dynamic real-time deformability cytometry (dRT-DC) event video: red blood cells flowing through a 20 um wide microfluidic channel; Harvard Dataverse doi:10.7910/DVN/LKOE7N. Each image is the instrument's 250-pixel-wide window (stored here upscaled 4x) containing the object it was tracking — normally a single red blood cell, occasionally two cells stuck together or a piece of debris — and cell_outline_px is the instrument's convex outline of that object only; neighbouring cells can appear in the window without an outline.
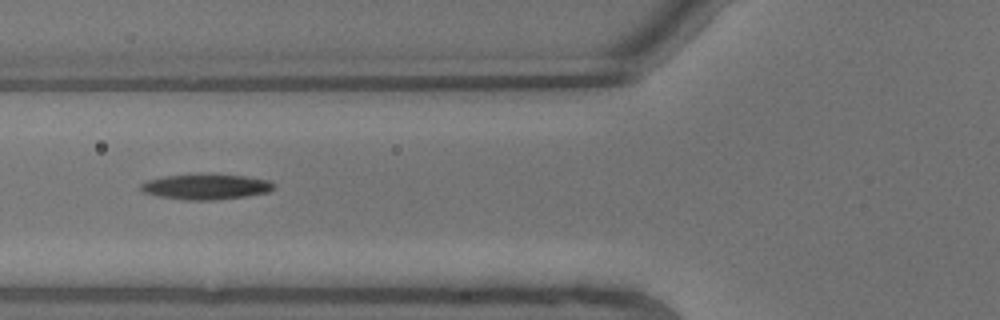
{"species": "common noctule bat (a hibernating species)", "species_latin": "Nyctalus noctula", "temperature_condition": "warm", "stored_images_in_passage": 9, "camera_frame_rate_fps": 3000, "um_per_image_px": 0.085, "animal": {"sex": "male", "body_mass_g": 13.3}, "frame": {"image": 1, "passage_image": 7, "time_ms": 2.0, "image_size_px": [1000, 320], "cell_outline_px": [[276, 188], [268, 192], [248, 196], [212, 200], [184, 200], [156, 196], [140, 192], [140, 184], [148, 180], [164, 176], [244, 176], [268, 180], [276, 184]], "centroid_in_image_um": [17.49, 15.91], "position_along_channel_um": 108.3, "area_um2": 19.25}}
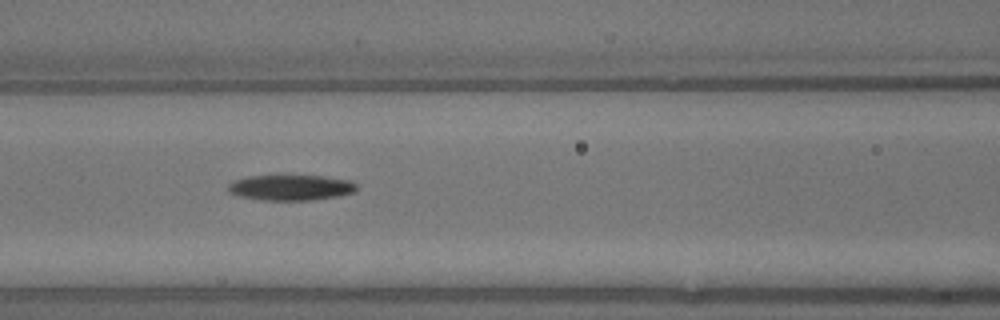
{"frame": {"image": 2, "passage_image": 8, "time_ms": 2.333, "image_size_px": [1000, 320], "cell_outline_px": [[356, 192], [336, 196], [308, 200], [260, 200], [240, 196], [228, 192], [228, 184], [232, 180], [248, 176], [320, 176], [352, 180], [356, 184]], "centroid_in_image_um": [24.69, 15.94], "position_along_channel_um": 141.9, "area_um2": 19.07}}
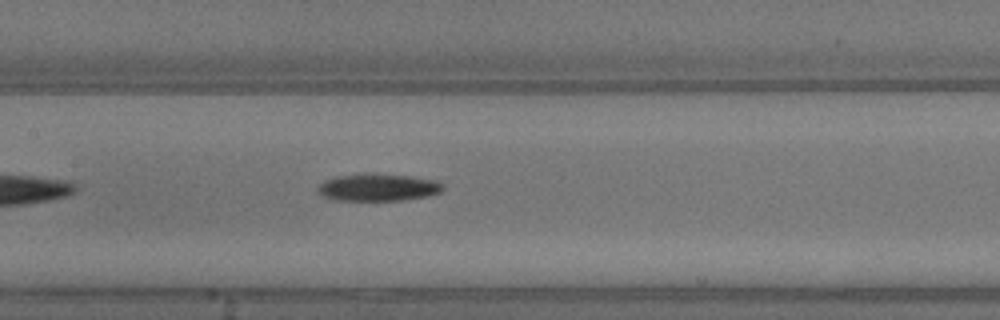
{"frame": {"image": 3, "passage_image": 9, "time_ms": 2.667, "image_size_px": [1000, 320], "cell_outline_px": [[444, 188], [440, 192], [428, 196], [404, 200], [336, 200], [324, 196], [316, 192], [316, 188], [324, 180], [336, 176], [412, 176], [436, 180], [444, 184]], "centroid_in_image_um": [32.16, 15.97], "position_along_channel_um": 175.2, "area_um2": 19.19}}